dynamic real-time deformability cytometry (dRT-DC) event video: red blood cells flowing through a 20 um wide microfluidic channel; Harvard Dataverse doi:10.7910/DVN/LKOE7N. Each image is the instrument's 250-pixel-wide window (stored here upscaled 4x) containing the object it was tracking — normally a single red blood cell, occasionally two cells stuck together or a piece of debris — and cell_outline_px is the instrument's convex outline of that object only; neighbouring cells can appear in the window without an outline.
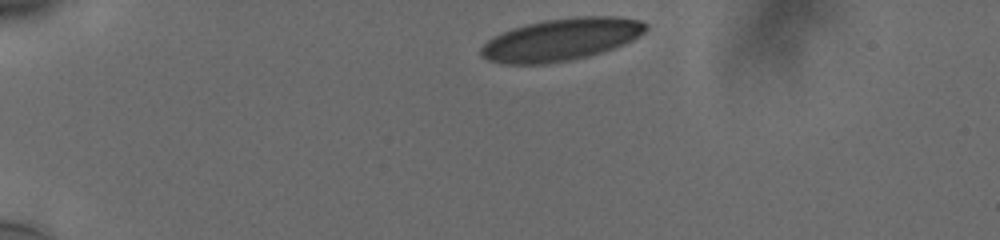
{"species": "human", "species_latin": "Homo sapiens", "temperature_condition": "cold", "stored_images_in_passage": 37, "camera_frame_rate_fps": 3000, "um_per_image_px": 0.085, "donor": {"sex": "male"}, "frame": {"image": 1, "passage_image": 1, "time_ms": 0.0, "image_size_px": [1000, 240], "cell_outline_px": [[648, 28], [644, 32], [632, 40], [624, 44], [588, 56], [568, 60], [544, 64], [508, 64], [488, 60], [480, 56], [480, 48], [492, 36], [500, 32], [524, 24], [544, 20], [576, 16], [616, 16], [640, 20]], "centroid_in_image_um": [47.65, 3.35], "position_along_channel_um": 37.4, "area_um2": 40.58}}
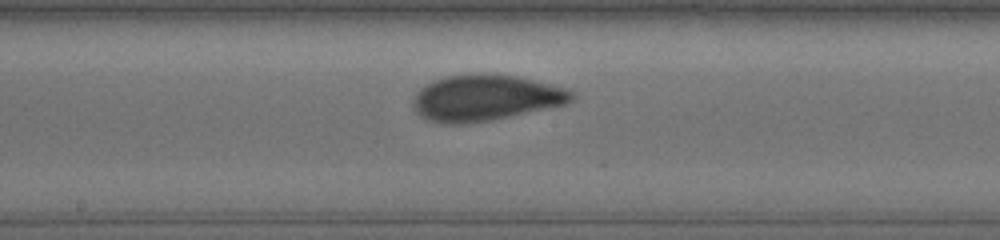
{"frame": {"image": 2, "passage_image": 20, "time_ms": 6.333, "image_size_px": [1000, 240], "cell_outline_px": [[576, 96], [572, 100], [564, 104], [492, 120], [468, 124], [440, 124], [428, 120], [420, 116], [416, 112], [416, 96], [420, 88], [432, 80], [444, 76], [480, 72], [516, 76], [536, 80], [568, 88], [576, 92]], "centroid_in_image_um": [41.29, 8.3], "position_along_channel_um": 206.9, "area_um2": 42.83}}
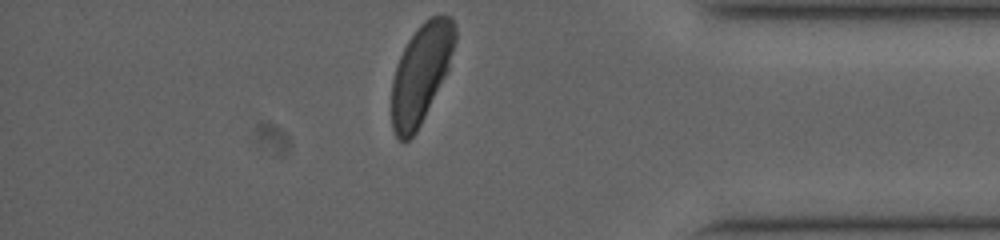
{"frame": {"image": 3, "passage_image": 37, "time_ms": 12.0, "image_size_px": [1000, 240], "cell_outline_px": [[456, 40], [448, 68], [416, 132], [408, 140], [400, 140], [396, 136], [392, 128], [392, 80], [396, 64], [408, 40], [420, 24], [424, 20], [432, 16], [452, 16], [456, 28]], "centroid_in_image_um": [35.77, 6.2], "position_along_channel_um": 399.4, "area_um2": 36.01}, "authors_computed_cell_mechanics": {"area_um2": 41.038, "velocity_mm_per_s": 3.7449, "shape_relaxation_time_tau1_ms": 4.2881, "shape_relaxation_time_tau2_ms": null, "deformation_change_tau1": 0.1475, "deformation_change_tau2": null}}